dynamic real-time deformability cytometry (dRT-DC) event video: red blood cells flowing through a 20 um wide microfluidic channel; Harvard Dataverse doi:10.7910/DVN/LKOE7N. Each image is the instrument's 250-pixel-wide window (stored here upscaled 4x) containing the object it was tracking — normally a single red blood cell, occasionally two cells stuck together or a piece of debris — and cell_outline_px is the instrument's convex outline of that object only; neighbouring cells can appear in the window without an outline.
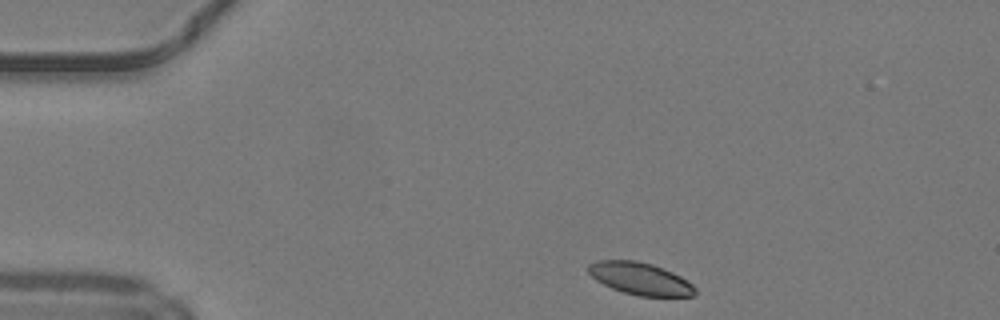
{"species": "common noctule bat (a hibernating species)", "species_latin": "Nyctalus noctula", "temperature_condition": "warm", "stored_images_in_passage": 41, "camera_frame_rate_fps": 3000, "um_per_image_px": 0.085, "animal": {"sex": "male", "body_mass_g": 19.2, "forearm_length_mm": 51.8}, "frame": {"image": 1, "passage_image": 1, "time_ms": 0.0, "image_size_px": [1000, 320], "cell_outline_px": [[696, 296], [640, 296], [624, 292], [612, 288], [596, 280], [588, 272], [588, 264], [596, 260], [636, 260], [652, 264], [672, 272], [680, 276], [692, 284], [696, 288]], "centroid_in_image_um": [54.42, 23.68], "position_along_channel_um": 30.6, "area_um2": 20.0}}
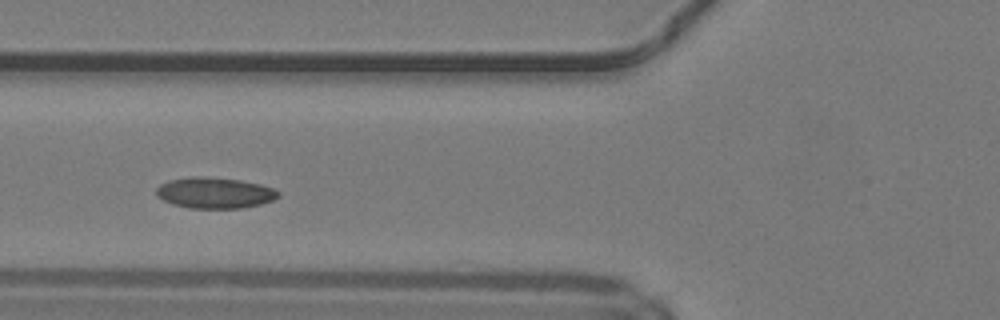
{"frame": {"image": 2, "passage_image": 11, "time_ms": 3.333, "image_size_px": [1000, 320], "cell_outline_px": [[280, 196], [272, 200], [260, 204], [240, 208], [188, 208], [172, 204], [156, 196], [156, 188], [160, 184], [168, 180], [192, 176], [204, 176], [240, 180], [260, 184], [272, 188], [280, 192]], "centroid_in_image_um": [18.22, 16.38], "position_along_channel_um": 107.6, "area_um2": 22.08}}
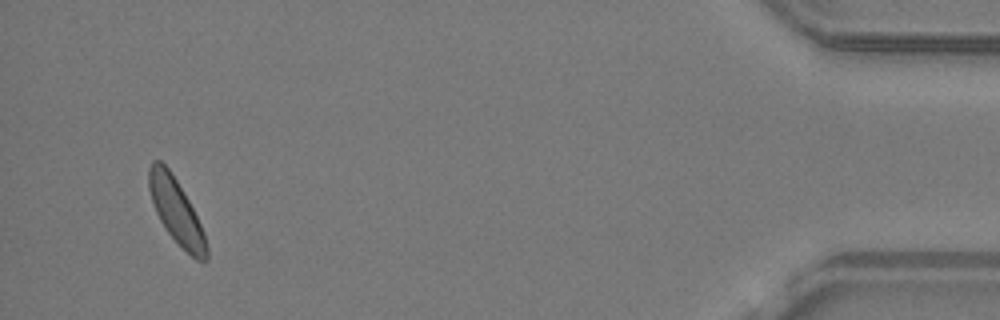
{"frame": {"image": 3, "passage_image": 39, "time_ms": 12.667, "image_size_px": [1000, 320], "cell_outline_px": [[208, 260], [196, 260], [168, 232], [160, 220], [156, 212], [148, 188], [148, 168], [152, 160], [160, 160], [168, 168], [176, 180], [188, 200], [204, 232], [208, 248]], "centroid_in_image_um": [14.96, 17.92], "position_along_channel_um": 420.2, "area_um2": 21.27}, "authors_computed_cell_mechanics": {"area_um2": 21.2704, "velocity_mm_per_s": 4.1768, "shape_relaxation_time_tau1_ms": 1.9774, "shape_relaxation_time_tau2_ms": null, "deformation_change_tau1": 0.0618, "deformation_change_tau2": null}}